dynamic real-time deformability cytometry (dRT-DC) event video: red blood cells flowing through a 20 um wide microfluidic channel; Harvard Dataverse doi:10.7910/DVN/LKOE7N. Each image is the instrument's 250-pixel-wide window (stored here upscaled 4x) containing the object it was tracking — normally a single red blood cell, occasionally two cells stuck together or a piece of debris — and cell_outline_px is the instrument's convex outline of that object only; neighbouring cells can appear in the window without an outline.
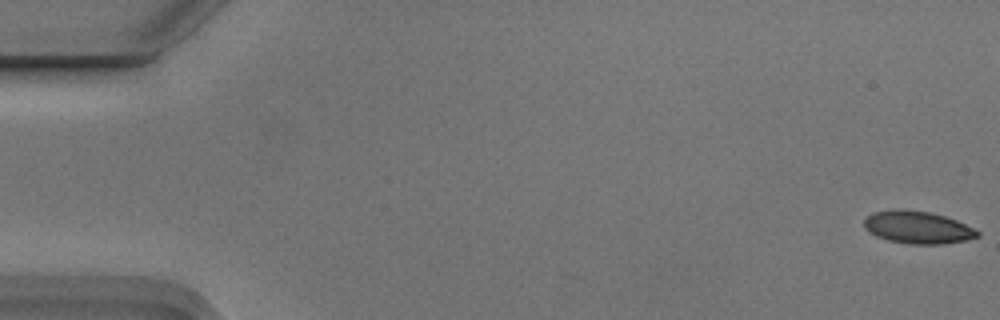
{"species": "Egyptian fruit bat (a non-hibernating species)", "species_latin": "Rousettus aegyptiacus", "temperature_condition": "cold", "stored_images_in_passage": 7, "camera_frame_rate_fps": 3000, "um_per_image_px": 0.085, "animal": {"sex": "male"}, "frame": {"image": 1, "passage_image": 1, "time_ms": 0.0, "image_size_px": [1000, 320], "cell_outline_px": [[980, 236], [964, 240], [944, 244], [908, 244], [888, 240], [876, 236], [868, 232], [864, 228], [864, 220], [872, 212], [932, 212], [956, 220], [980, 232]], "centroid_in_image_um": [78.02, 19.38], "position_along_channel_um": 7.0, "area_um2": 20.69}}
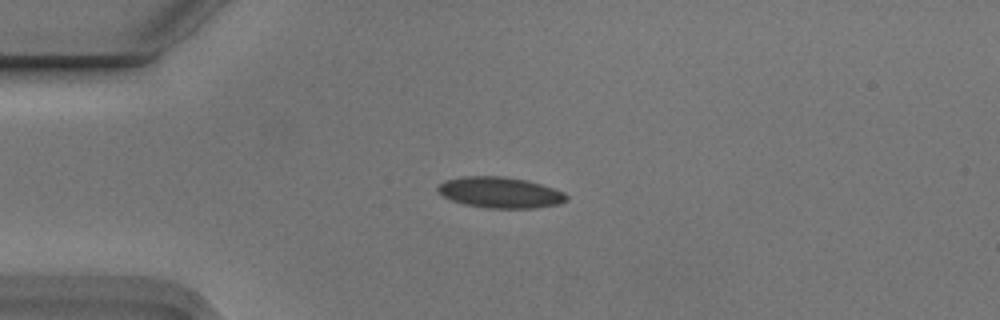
{"frame": {"image": 2, "passage_image": 5, "time_ms": 1.333, "image_size_px": [1000, 320], "cell_outline_px": [[568, 200], [560, 204], [536, 208], [488, 208], [464, 204], [452, 200], [436, 192], [436, 188], [444, 180], [464, 176], [504, 176], [528, 180], [564, 192], [568, 196]], "centroid_in_image_um": [42.51, 16.36], "position_along_channel_um": 42.5, "area_um2": 23.35}}
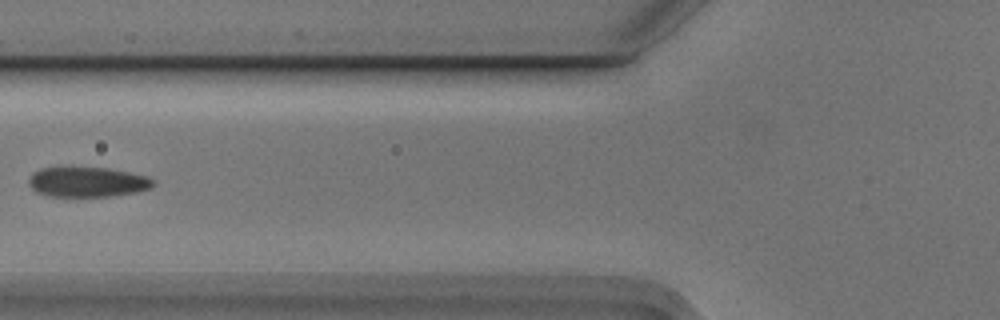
{"frame": {"image": 3, "passage_image": 7, "time_ms": 2.0, "image_size_px": [1000, 320], "cell_outline_px": [[156, 184], [152, 188], [136, 192], [112, 196], [44, 196], [36, 192], [28, 184], [28, 180], [40, 168], [108, 168], [148, 176], [156, 180]], "centroid_in_image_um": [7.48, 15.48], "position_along_channel_um": 118.3, "area_um2": 21.73}}